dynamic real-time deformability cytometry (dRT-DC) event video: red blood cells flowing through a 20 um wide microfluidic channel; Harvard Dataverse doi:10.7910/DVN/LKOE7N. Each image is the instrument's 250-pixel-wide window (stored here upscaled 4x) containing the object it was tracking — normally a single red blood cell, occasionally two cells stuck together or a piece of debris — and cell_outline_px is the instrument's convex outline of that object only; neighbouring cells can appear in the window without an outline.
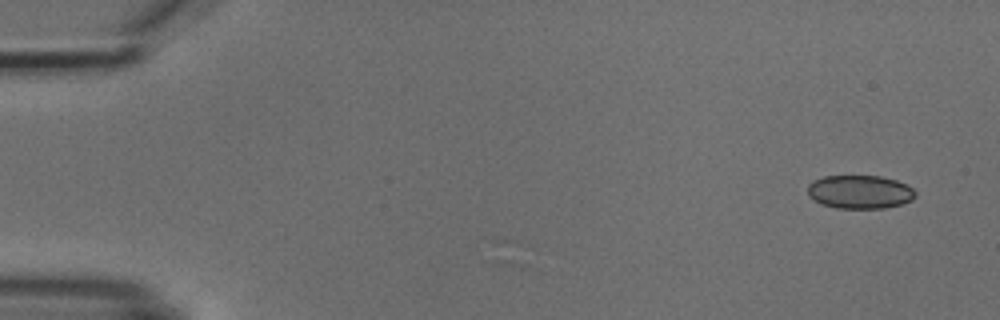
{"species": "common noctule bat (a hibernating species)", "species_latin": "Nyctalus noctula", "temperature_condition": "cold", "stored_images_in_passage": 2, "camera_frame_rate_fps": 3000, "um_per_image_px": 0.085, "animal": {"sex": "male", "body_mass_g": 18.8}, "frame": {"image": 1, "passage_image": 2, "time_ms": 1.0, "image_size_px": [1000, 320], "cell_outline_px": [[916, 196], [912, 200], [900, 204], [884, 208], [836, 208], [824, 204], [808, 196], [808, 184], [812, 180], [824, 176], [880, 176], [896, 180], [912, 188], [916, 192]], "centroid_in_image_um": [73.08, 16.3], "position_along_channel_um": 11.9, "area_um2": 20.92}}